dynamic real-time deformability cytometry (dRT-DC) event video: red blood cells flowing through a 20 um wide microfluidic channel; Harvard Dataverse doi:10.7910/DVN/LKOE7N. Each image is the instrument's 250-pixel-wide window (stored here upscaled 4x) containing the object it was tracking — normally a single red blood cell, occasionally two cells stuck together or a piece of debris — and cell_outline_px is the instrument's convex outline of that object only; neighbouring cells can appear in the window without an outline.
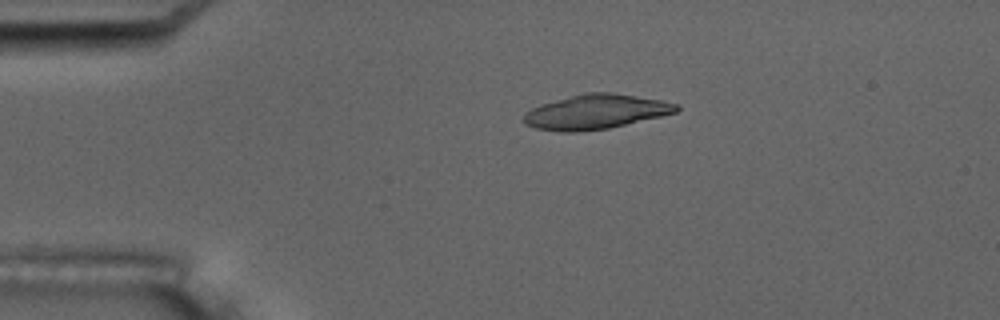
{"species": "common noctule bat (a hibernating species)", "species_latin": "Nyctalus noctula", "temperature_condition": "room temperature", "stored_images_in_passage": 2, "camera_frame_rate_fps": 3000, "um_per_image_px": 0.085, "animal": {"sex": "male", "body_mass_g": 17.5, "forearm_length_mm": 52.3}, "frame": {"image": 1, "passage_image": 1, "time_ms": 0.0, "image_size_px": [1000, 320], "cell_outline_px": [[680, 108], [676, 112], [660, 116], [608, 128], [576, 132], [560, 132], [536, 128], [524, 124], [524, 112], [540, 104], [584, 92], [612, 92], [660, 100], [680, 104]], "centroid_in_image_um": [50.61, 9.5], "position_along_channel_um": 34.4, "area_um2": 30.69}}